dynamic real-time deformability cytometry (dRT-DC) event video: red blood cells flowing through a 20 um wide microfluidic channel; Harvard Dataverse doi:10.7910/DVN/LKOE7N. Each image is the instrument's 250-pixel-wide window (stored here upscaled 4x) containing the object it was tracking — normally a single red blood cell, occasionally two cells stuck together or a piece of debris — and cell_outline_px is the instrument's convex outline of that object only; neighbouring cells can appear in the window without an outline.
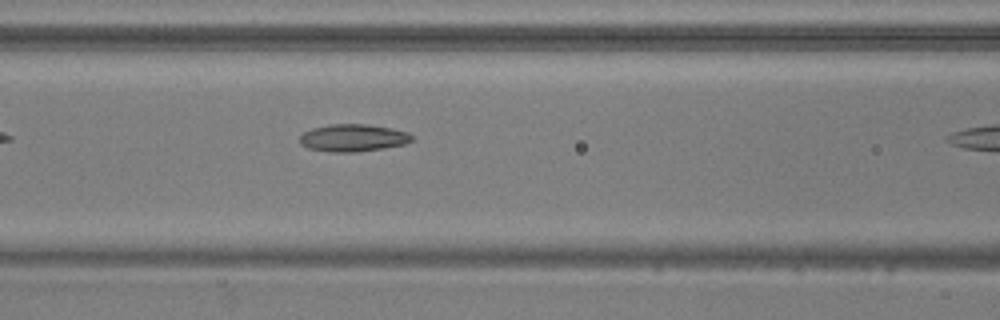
{"species": "common noctule bat (a hibernating species)", "species_latin": "Nyctalus noctula", "temperature_condition": "warm", "stored_images_in_passage": 7, "camera_frame_rate_fps": 3000, "um_per_image_px": 0.085, "animal": {"sex": "male", "body_mass_g": 20.5, "forearm_length_mm": 52.5}, "frame": {"image": 1, "passage_image": 6, "time_ms": 1.667, "image_size_px": [1000, 320], "cell_outline_px": [[416, 140], [404, 144], [356, 152], [328, 152], [308, 148], [300, 144], [300, 136], [304, 132], [312, 128], [328, 124], [368, 124], [392, 128], [408, 132]], "centroid_in_image_um": [30.01, 11.71], "position_along_channel_um": 136.6, "area_um2": 17.98}}